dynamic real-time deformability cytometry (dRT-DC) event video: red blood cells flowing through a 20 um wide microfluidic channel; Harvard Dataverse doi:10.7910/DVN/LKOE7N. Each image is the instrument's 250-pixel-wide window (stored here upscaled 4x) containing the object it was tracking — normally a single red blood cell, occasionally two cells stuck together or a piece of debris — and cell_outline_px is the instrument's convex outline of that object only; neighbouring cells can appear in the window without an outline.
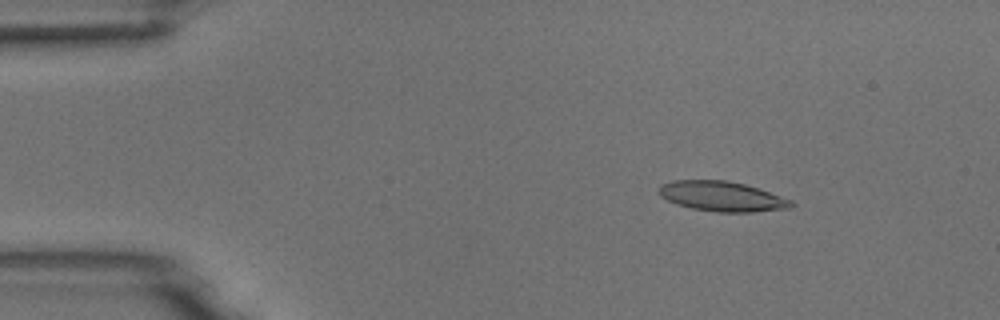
{"species": "common noctule bat (a hibernating species)", "species_latin": "Nyctalus noctula", "temperature_condition": "room temperature", "stored_images_in_passage": 54, "camera_frame_rate_fps": 3000, "um_per_image_px": 0.085, "animal": {"sex": "male", "body_mass_g": 18.8}, "frame": {"image": 1, "passage_image": 8, "time_ms": 2.333, "image_size_px": [1000, 320], "cell_outline_px": [[796, 204], [792, 208], [752, 212], [716, 212], [692, 208], [676, 204], [660, 196], [656, 192], [660, 184], [672, 180], [724, 180], [744, 184], [792, 200]], "centroid_in_image_um": [61.33, 16.69], "position_along_channel_um": 23.7, "area_um2": 23.18}}
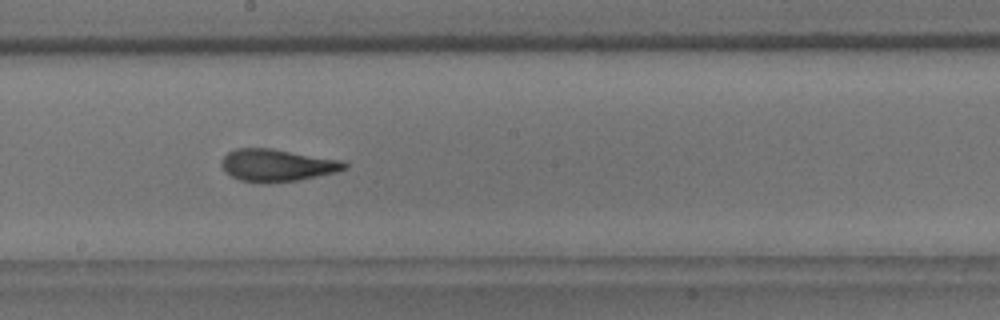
{"frame": {"image": 2, "passage_image": 30, "time_ms": 9.667, "image_size_px": [1000, 320], "cell_outline_px": [[348, 168], [336, 172], [296, 180], [240, 180], [224, 172], [220, 164], [224, 156], [228, 152], [236, 148], [272, 148], [344, 160], [348, 164]], "centroid_in_image_um": [23.58, 13.99], "position_along_channel_um": 224.6, "area_um2": 22.6}}
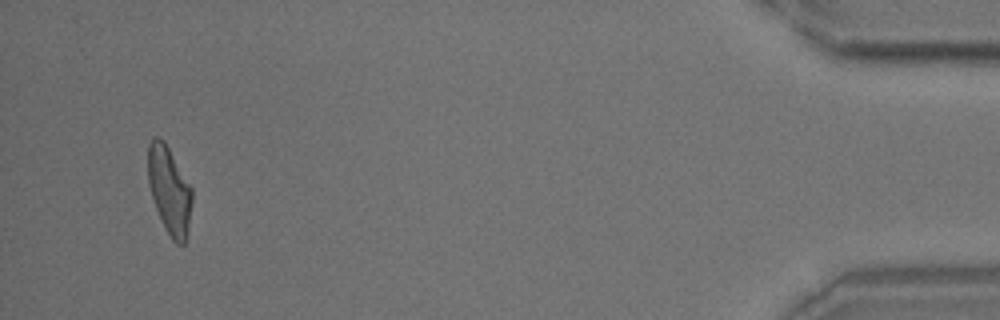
{"frame": {"image": 3, "passage_image": 52, "time_ms": 17.0, "image_size_px": [1000, 320], "cell_outline_px": [[192, 200], [188, 232], [184, 244], [176, 244], [172, 240], [156, 208], [148, 184], [148, 144], [152, 136], [160, 136], [164, 140], [192, 188]], "centroid_in_image_um": [14.39, 16.13], "position_along_channel_um": 420.8, "area_um2": 22.37}, "authors_computed_cell_mechanics": {"area_um2": 22.8021, "velocity_mm_per_s": 3.7317, "shape_relaxation_time_tau1_ms": 8.6768, "shape_relaxation_time_tau2_ms": 2.0537, "deformation_change_tau1": 0.2441, "deformation_change_tau2": 0.1135}}